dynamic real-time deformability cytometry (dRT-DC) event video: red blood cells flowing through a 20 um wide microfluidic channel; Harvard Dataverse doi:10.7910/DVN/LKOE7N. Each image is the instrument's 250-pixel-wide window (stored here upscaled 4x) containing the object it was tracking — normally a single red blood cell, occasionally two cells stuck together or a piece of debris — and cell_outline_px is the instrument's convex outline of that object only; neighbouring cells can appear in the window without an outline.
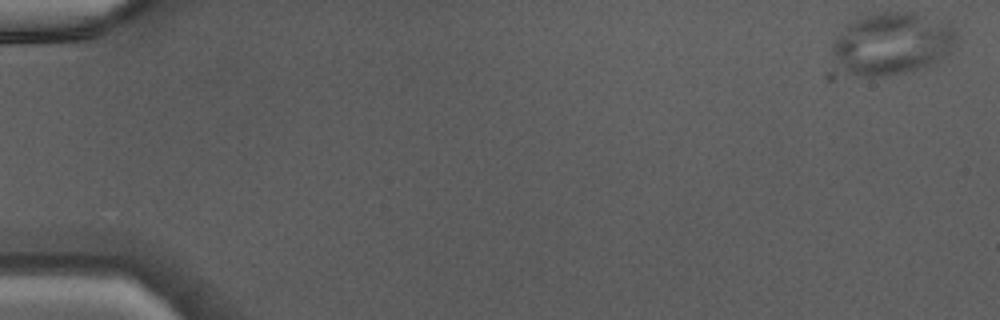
{"species": "Egyptian fruit bat (a non-hibernating species)", "species_latin": "Rousettus aegyptiacus", "temperature_condition": "warm", "stored_images_in_passage": 46, "camera_frame_rate_fps": 3000, "um_per_image_px": 0.085, "animal": {"sex": "male"}, "frame": {"image": 1, "passage_image": 1, "time_ms": 0.0, "image_size_px": [1000, 320], "cell_outline_px": [[964, 40], [936, 64], [904, 72], [884, 76], [864, 76], [848, 72], [844, 68], [832, 52], [832, 40], [848, 24], [856, 20], [868, 16], [884, 12], [912, 12], [948, 24]], "centroid_in_image_um": [75.93, 3.71], "position_along_channel_um": 9.1, "area_um2": 44.74}}
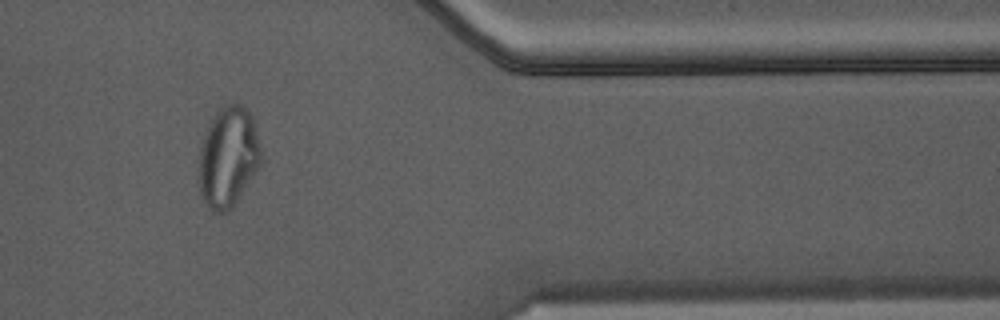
{"frame": {"image": 2, "passage_image": 39, "time_ms": 12.667, "image_size_px": [1000, 320], "cell_outline_px": [[264, 160], [236, 204], [228, 212], [216, 212], [208, 208], [200, 196], [196, 180], [200, 144], [204, 132], [208, 124], [216, 112], [224, 104], [244, 104], [252, 116]], "centroid_in_image_um": [19.37, 13.38], "position_along_channel_um": 392.0, "area_um2": 37.69}}